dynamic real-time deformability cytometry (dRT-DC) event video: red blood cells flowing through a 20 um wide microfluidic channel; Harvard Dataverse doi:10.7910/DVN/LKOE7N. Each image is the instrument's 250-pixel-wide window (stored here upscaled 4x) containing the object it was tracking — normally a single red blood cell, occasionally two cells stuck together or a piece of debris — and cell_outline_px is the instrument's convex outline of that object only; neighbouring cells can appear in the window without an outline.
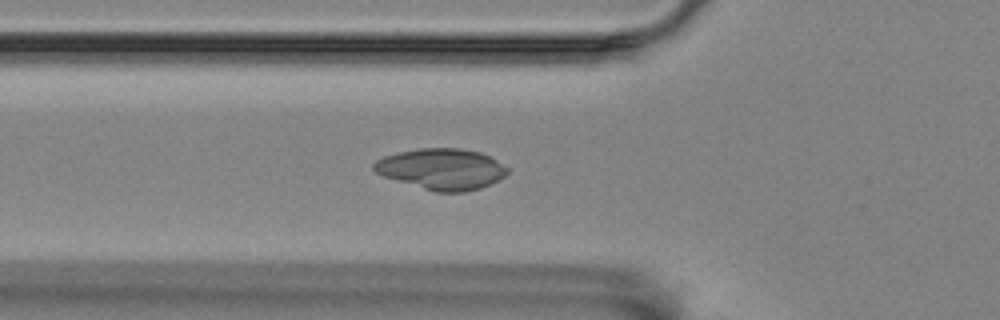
{"species": "Egyptian fruit bat (a non-hibernating species)", "species_latin": "Rousettus aegyptiacus", "temperature_condition": "room temperature", "stored_images_in_passage": 39, "camera_frame_rate_fps": 3000, "um_per_image_px": 0.085, "animal": {"sex": "female"}, "frame": {"image": 1, "passage_image": 2, "time_ms": 0.333, "image_size_px": [1000, 320], "cell_outline_px": [[508, 172], [504, 176], [480, 188], [464, 192], [436, 192], [384, 176], [376, 172], [372, 168], [372, 164], [376, 160], [384, 156], [400, 152], [420, 148], [460, 148], [480, 152], [492, 156], [508, 168]], "centroid_in_image_um": [37.55, 14.35], "position_along_channel_um": 88.2, "area_um2": 31.67}}
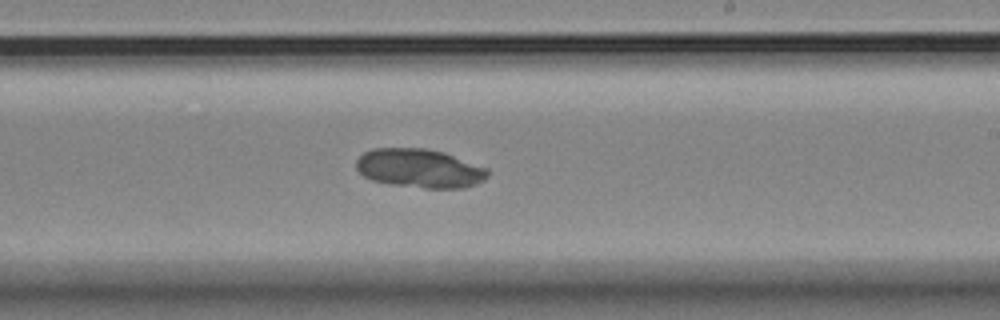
{"frame": {"image": 2, "passage_image": 16, "time_ms": 5.0, "image_size_px": [1000, 320], "cell_outline_px": [[488, 176], [484, 180], [476, 184], [464, 188], [424, 188], [388, 184], [372, 180], [364, 176], [356, 168], [356, 160], [364, 152], [372, 148], [424, 148], [444, 152], [488, 168]], "centroid_in_image_um": [35.66, 14.31], "position_along_channel_um": 253.3, "area_um2": 29.94}}
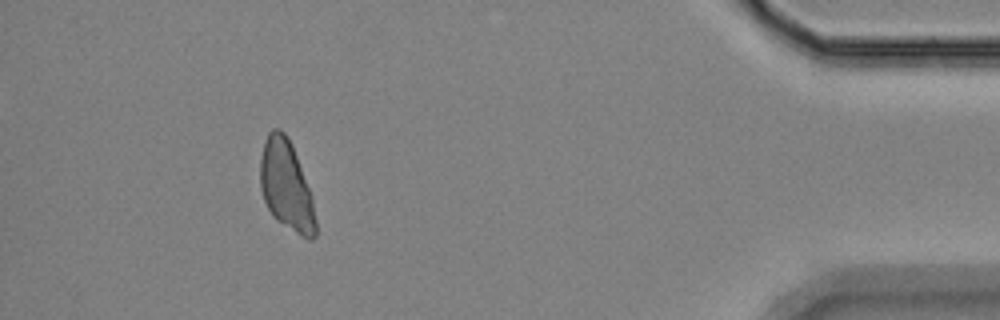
{"frame": {"image": 3, "passage_image": 34, "time_ms": 11.0, "image_size_px": [1000, 320], "cell_outline_px": [[316, 236], [312, 240], [308, 240], [300, 236], [276, 220], [272, 216], [264, 200], [260, 188], [260, 160], [264, 140], [268, 132], [272, 128], [280, 128], [288, 136], [292, 144], [312, 196], [316, 220]], "centroid_in_image_um": [24.33, 15.78], "position_along_channel_um": 410.9, "area_um2": 29.36}}